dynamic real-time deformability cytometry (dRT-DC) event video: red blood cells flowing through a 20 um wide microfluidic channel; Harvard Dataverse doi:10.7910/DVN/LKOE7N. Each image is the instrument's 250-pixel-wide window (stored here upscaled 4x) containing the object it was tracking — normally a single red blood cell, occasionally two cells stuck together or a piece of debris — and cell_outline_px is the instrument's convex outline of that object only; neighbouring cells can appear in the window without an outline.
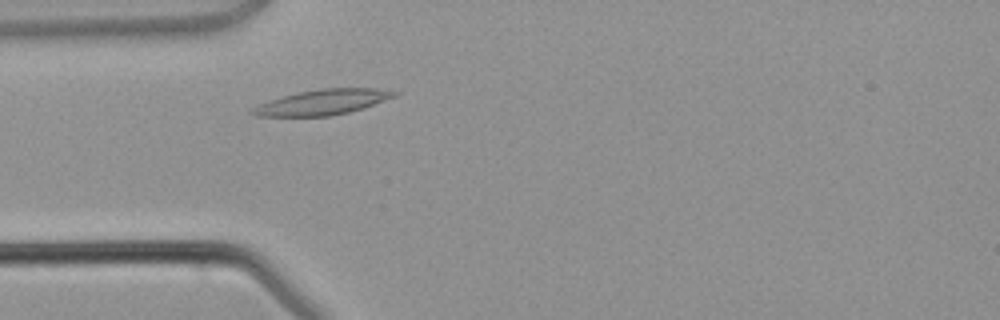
{"species": "common noctule bat (a hibernating species)", "species_latin": "Nyctalus noctula", "temperature_condition": "warm", "stored_images_in_passage": 2, "camera_frame_rate_fps": 3000, "um_per_image_px": 0.085, "animal": {"sex": "male", "body_mass_g": 21.5, "forearm_length_mm": 52.0}, "frame": {"image": 1, "passage_image": 2, "time_ms": 1.0, "image_size_px": [1000, 320], "cell_outline_px": [[400, 92], [396, 96], [364, 108], [348, 112], [328, 116], [256, 116], [248, 112], [252, 108], [268, 100], [280, 96], [296, 92], [320, 88], [376, 88]], "centroid_in_image_um": [27.4, 8.67], "position_along_channel_um": 57.6, "area_um2": 21.04}}